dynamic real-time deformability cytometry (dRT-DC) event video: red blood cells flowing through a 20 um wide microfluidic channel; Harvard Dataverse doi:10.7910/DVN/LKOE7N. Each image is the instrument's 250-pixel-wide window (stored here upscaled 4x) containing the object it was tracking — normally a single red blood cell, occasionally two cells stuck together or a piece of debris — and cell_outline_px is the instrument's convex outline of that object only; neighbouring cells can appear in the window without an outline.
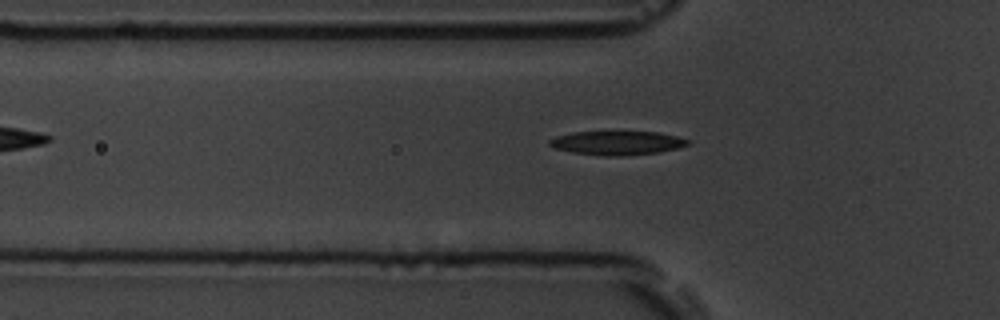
{"species": "common noctule bat (a hibernating species)", "species_latin": "Nyctalus noctula", "temperature_condition": "room temperature", "stored_images_in_passage": 36, "camera_frame_rate_fps": 3000, "um_per_image_px": 0.085, "animal": {"sex": "male", "body_mass_g": 19.5, "forearm_length_mm": 54.6}, "frame": {"image": 1, "passage_image": 3, "time_ms": 0.667, "image_size_px": [1000, 320], "cell_outline_px": [[692, 140], [688, 144], [676, 148], [660, 152], [620, 156], [604, 156], [572, 152], [556, 148], [548, 144], [548, 140], [556, 136], [572, 132], [660, 132]], "centroid_in_image_um": [52.46, 12.15], "position_along_channel_um": 73.3, "area_um2": 19.19}}
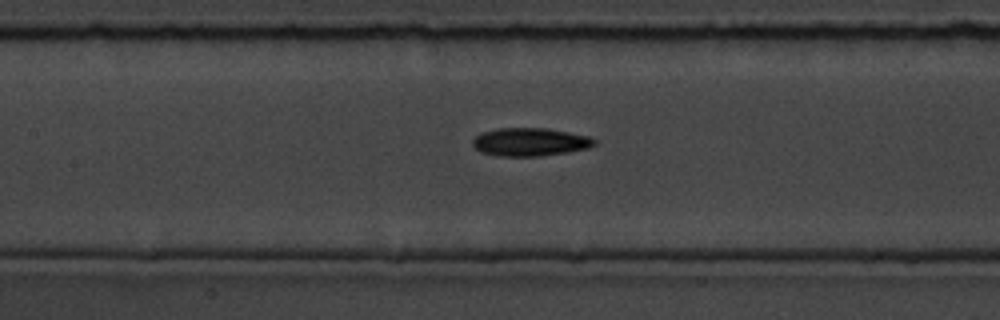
{"frame": {"image": 2, "passage_image": 10, "time_ms": 3.0, "image_size_px": [1000, 320], "cell_outline_px": [[596, 144], [588, 148], [568, 152], [540, 156], [500, 156], [480, 152], [472, 144], [472, 140], [476, 136], [484, 132], [496, 128], [544, 128], [568, 132], [588, 136], [596, 140]], "centroid_in_image_um": [45.05, 12.07], "position_along_channel_um": 162.4, "area_um2": 19.88}}
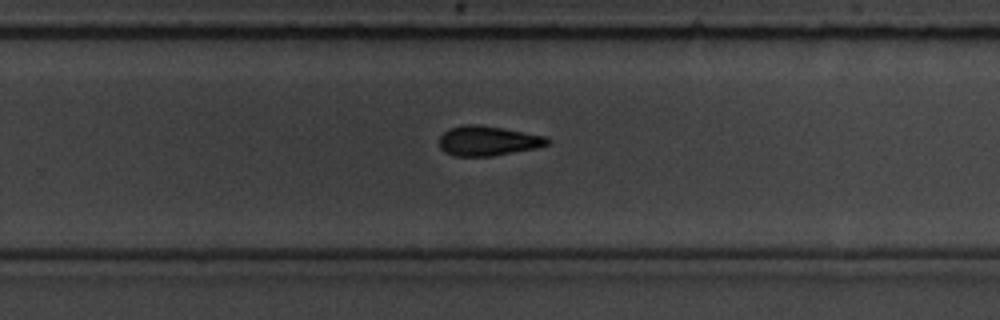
{"frame": {"image": 3, "passage_image": 20, "time_ms": 6.333, "image_size_px": [1000, 320], "cell_outline_px": [[552, 140], [548, 144], [536, 148], [492, 156], [452, 156], [444, 152], [440, 148], [440, 136], [448, 128], [464, 124], [476, 124], [548, 136]], "centroid_in_image_um": [41.46, 11.97], "position_along_channel_um": 288.3, "area_um2": 18.84}}